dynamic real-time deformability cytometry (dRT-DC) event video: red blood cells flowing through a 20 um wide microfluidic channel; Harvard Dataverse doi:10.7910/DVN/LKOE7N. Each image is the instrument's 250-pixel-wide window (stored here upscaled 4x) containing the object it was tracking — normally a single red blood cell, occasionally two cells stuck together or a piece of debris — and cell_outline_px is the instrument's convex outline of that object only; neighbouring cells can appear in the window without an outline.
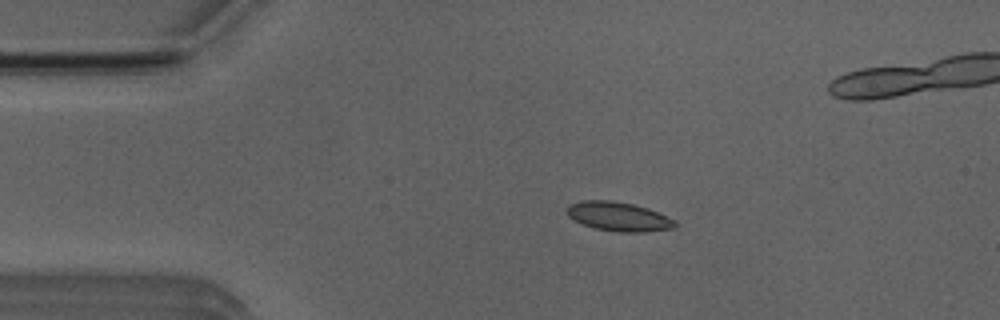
{"species": "Egyptian fruit bat (a non-hibernating species)", "species_latin": "Rousettus aegyptiacus", "temperature_condition": "room temperature", "stored_images_in_passage": 40, "camera_frame_rate_fps": 3000, "um_per_image_px": 0.085, "animal": {"sex": "male"}, "frame": {"image": 1, "passage_image": 1, "time_ms": 0.0, "image_size_px": [1000, 320], "cell_outline_px": [[676, 228], [644, 232], [620, 232], [596, 228], [580, 224], [568, 216], [564, 212], [564, 208], [568, 204], [584, 200], [612, 200], [632, 204], [648, 208], [676, 220]], "centroid_in_image_um": [52.53, 18.4], "position_along_channel_um": 32.5, "area_um2": 18.61}}
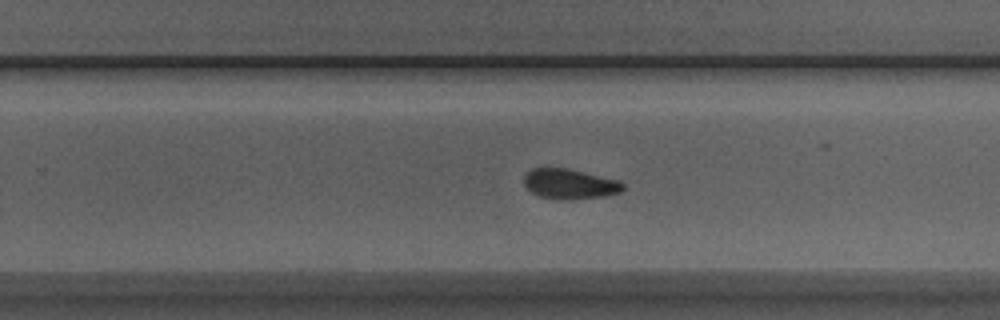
{"frame": {"image": 2, "passage_image": 23, "time_ms": 7.333, "image_size_px": [1000, 320], "cell_outline_px": [[624, 188], [620, 192], [604, 196], [572, 200], [556, 200], [540, 196], [532, 192], [524, 184], [524, 176], [532, 168], [568, 168], [620, 180], [624, 184]], "centroid_in_image_um": [48.45, 15.64], "position_along_channel_um": 281.4, "area_um2": 17.51}}
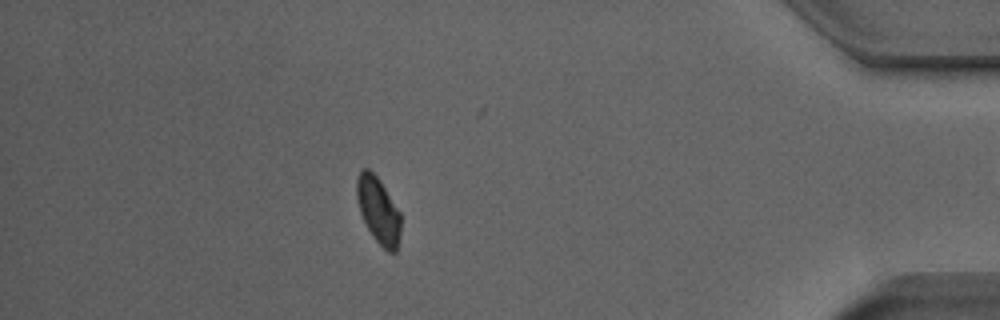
{"frame": {"image": 3, "passage_image": 36, "time_ms": 11.667, "image_size_px": [1000, 320], "cell_outline_px": [[400, 236], [396, 252], [388, 252], [372, 236], [360, 212], [356, 196], [356, 180], [360, 172], [364, 168], [368, 168], [380, 180], [400, 212]], "centroid_in_image_um": [32.16, 17.88], "position_along_channel_um": 403.0, "area_um2": 16.88}}